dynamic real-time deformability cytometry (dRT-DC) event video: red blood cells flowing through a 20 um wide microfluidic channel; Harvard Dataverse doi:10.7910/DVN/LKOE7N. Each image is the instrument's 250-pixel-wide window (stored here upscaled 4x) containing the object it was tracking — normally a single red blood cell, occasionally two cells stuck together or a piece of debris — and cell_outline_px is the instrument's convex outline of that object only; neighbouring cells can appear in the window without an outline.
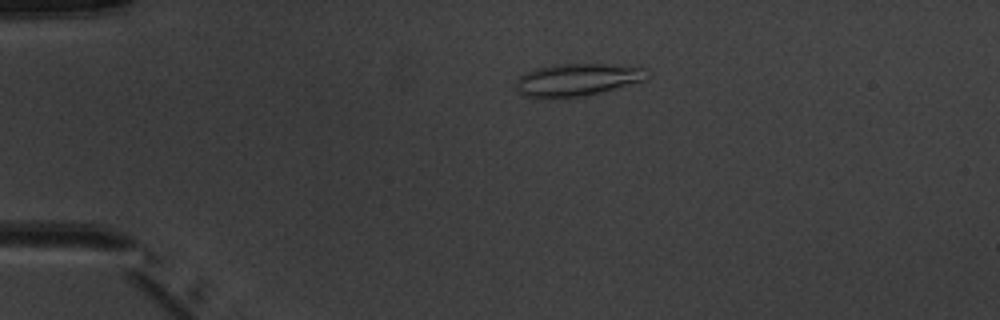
{"species": "common noctule bat (a hibernating species)", "species_latin": "Nyctalus noctula", "temperature_condition": "warm", "stored_images_in_passage": 6, "camera_frame_rate_fps": 3000, "um_per_image_px": 0.085, "animal": {"sex": "male", "body_mass_g": 20.1, "forearm_length_mm": 53.5}, "frame": {"image": 1, "passage_image": 4, "time_ms": 3.667, "image_size_px": [1000, 320], "cell_outline_px": [[652, 72], [644, 80], [580, 96], [552, 100], [536, 100], [520, 92], [516, 88], [516, 80], [520, 76], [528, 72], [540, 68], [556, 64], [604, 64], [648, 68]], "centroid_in_image_um": [49.03, 6.8], "position_along_channel_um": 36.0, "area_um2": 24.74}}
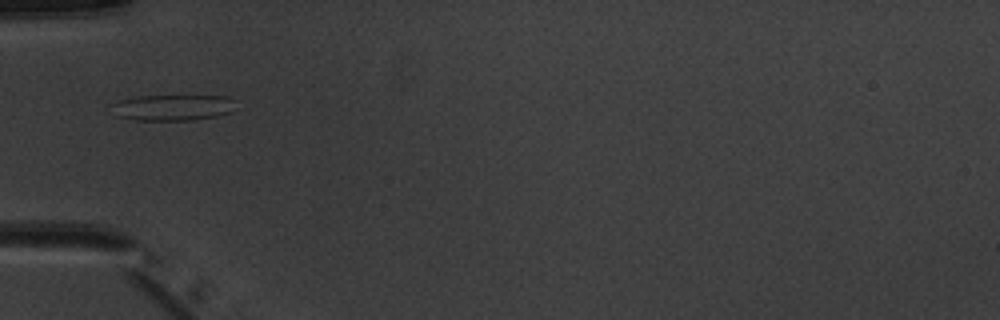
{"frame": {"image": 2, "passage_image": 5, "time_ms": 5.667, "image_size_px": [1000, 320], "cell_outline_px": [[236, 108], [232, 112], [216, 116], [192, 120], [136, 120], [116, 116], [108, 104], [120, 100], [136, 96], [228, 96], [236, 100]], "centroid_in_image_um": [14.69, 9.13], "position_along_channel_um": 70.3, "area_um2": 19.13}}